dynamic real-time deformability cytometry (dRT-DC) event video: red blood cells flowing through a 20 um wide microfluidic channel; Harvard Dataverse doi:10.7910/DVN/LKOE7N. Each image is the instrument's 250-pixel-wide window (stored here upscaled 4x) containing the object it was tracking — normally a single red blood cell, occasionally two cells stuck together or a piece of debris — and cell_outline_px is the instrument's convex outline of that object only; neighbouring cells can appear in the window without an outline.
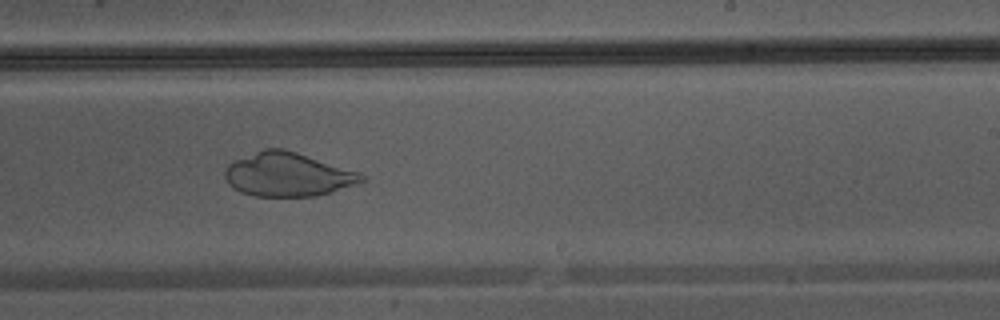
{"species": "Egyptian fruit bat (a non-hibernating species)", "species_latin": "Rousettus aegyptiacus", "temperature_condition": "warm", "stored_images_in_passage": 31, "camera_frame_rate_fps": 3000, "um_per_image_px": 0.085, "animal": {"sex": "male"}, "frame": {"image": 1, "passage_image": 18, "time_ms": 5.667, "image_size_px": [1000, 320], "cell_outline_px": [[368, 180], [332, 192], [316, 196], [252, 196], [240, 192], [232, 188], [228, 184], [224, 176], [224, 172], [228, 164], [236, 160], [264, 148], [284, 148], [360, 172], [368, 176]], "centroid_in_image_um": [24.49, 14.84], "position_along_channel_um": 264.5, "area_um2": 35.14}}